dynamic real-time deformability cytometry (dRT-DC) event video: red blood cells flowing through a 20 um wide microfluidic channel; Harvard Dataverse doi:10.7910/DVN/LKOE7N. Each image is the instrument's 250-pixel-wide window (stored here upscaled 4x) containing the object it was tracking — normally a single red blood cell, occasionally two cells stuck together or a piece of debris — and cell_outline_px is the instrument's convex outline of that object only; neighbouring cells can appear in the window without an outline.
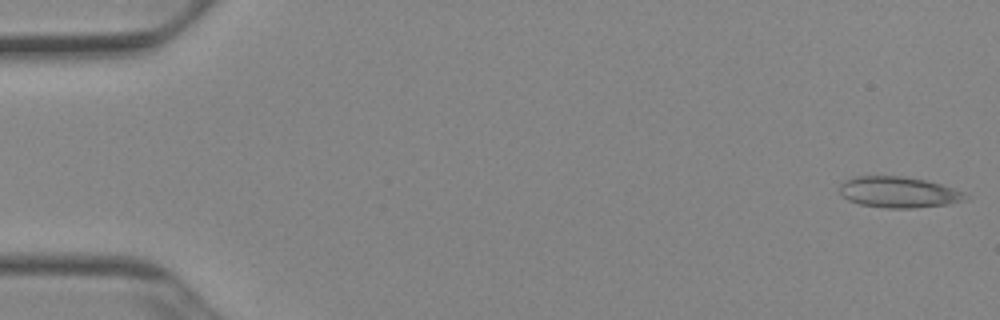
{"species": "Egyptian fruit bat (a non-hibernating species)", "species_latin": "Rousettus aegyptiacus", "temperature_condition": "cold", "stored_images_in_passage": 51, "camera_frame_rate_fps": 3000, "um_per_image_px": 0.085, "animal": {"sex": "female"}, "frame": {"image": 1, "passage_image": 1, "time_ms": 0.0, "image_size_px": [1000, 320], "cell_outline_px": [[968, 200], [948, 204], [916, 208], [888, 208], [860, 204], [848, 200], [840, 192], [840, 184], [844, 180], [856, 176], [900, 176], [924, 180], [940, 184], [964, 192], [968, 196]], "centroid_in_image_um": [76.39, 16.34], "position_along_channel_um": 8.6, "area_um2": 22.66}}
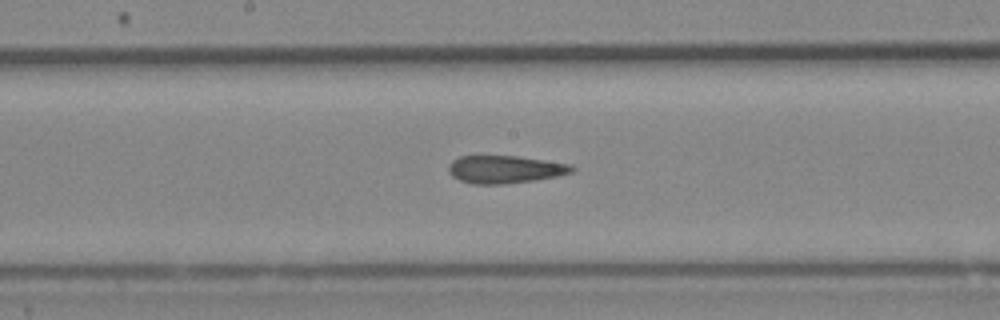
{"frame": {"image": 2, "passage_image": 27, "time_ms": 8.667, "image_size_px": [1000, 320], "cell_outline_px": [[576, 168], [572, 172], [556, 176], [532, 180], [504, 184], [472, 184], [460, 180], [452, 176], [448, 172], [448, 164], [452, 160], [460, 156], [516, 156], [572, 164]], "centroid_in_image_um": [42.89, 14.39], "position_along_channel_um": 205.3, "area_um2": 19.88}}
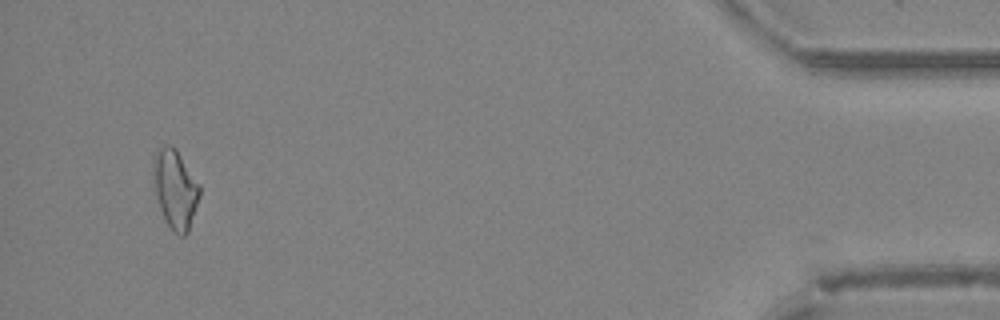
{"frame": {"image": 3, "passage_image": 49, "time_ms": 16.0, "image_size_px": [1000, 320], "cell_outline_px": [[200, 196], [188, 232], [184, 236], [180, 236], [164, 220], [152, 184], [152, 160], [156, 148], [164, 144], [172, 144], [176, 148], [200, 184]], "centroid_in_image_um": [14.86, 16.0], "position_along_channel_um": 420.3, "area_um2": 21.79}, "authors_computed_cell_mechanics": {"area_um2": 20.8658, "velocity_mm_per_s": 3.9329, "shape_relaxation_time_tau1_ms": null, "shape_relaxation_time_tau2_ms": 6.7907, "deformation_change_tau1": null, "deformation_change_tau2": 0.1765}}